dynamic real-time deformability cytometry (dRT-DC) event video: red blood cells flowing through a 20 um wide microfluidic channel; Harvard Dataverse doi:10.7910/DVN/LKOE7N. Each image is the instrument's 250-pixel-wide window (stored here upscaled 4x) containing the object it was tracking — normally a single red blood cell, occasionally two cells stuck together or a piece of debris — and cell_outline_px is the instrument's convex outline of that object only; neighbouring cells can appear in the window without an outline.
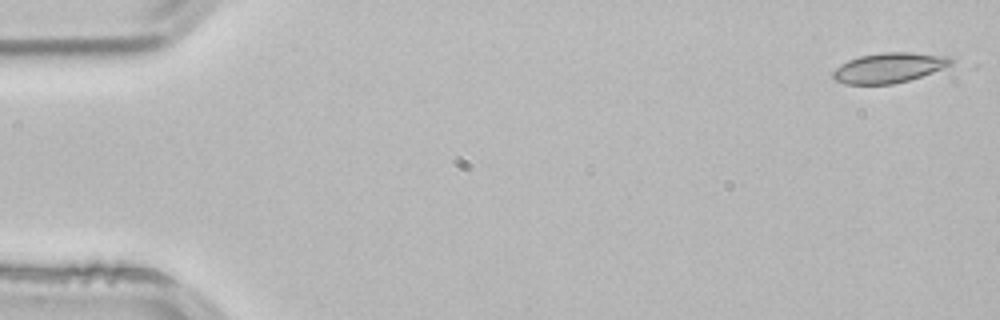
{"species": "common noctule bat (a hibernating species)", "species_latin": "Nyctalus noctula", "temperature_condition": "room temperature", "stored_images_in_passage": 5, "camera_frame_rate_fps": 3000, "um_per_image_px": 0.085, "animal": {"sex": "male", "body_mass_g": 21.5, "forearm_length_mm": 52.0}, "frame": {"image": 1, "passage_image": 5, "time_ms": 1.333, "image_size_px": [1000, 320], "cell_outline_px": [[952, 64], [932, 72], [908, 80], [892, 84], [844, 84], [832, 80], [832, 72], [840, 64], [848, 60], [860, 56], [880, 52], [912, 52], [952, 56]], "centroid_in_image_um": [75.53, 5.75], "position_along_channel_um": 9.5, "area_um2": 20.75}}